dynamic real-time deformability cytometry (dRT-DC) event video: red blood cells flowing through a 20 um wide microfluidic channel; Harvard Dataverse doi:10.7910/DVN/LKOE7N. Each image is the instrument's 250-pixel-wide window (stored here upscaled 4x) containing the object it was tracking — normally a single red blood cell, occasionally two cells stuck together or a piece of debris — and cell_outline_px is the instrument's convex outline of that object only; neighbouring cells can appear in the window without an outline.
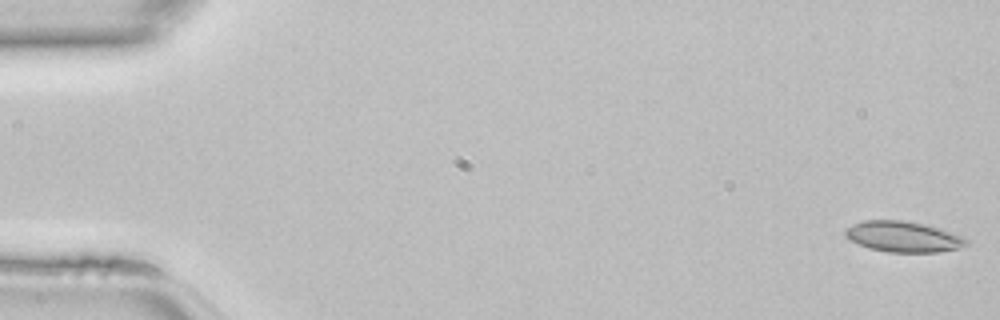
{"species": "common noctule bat (a hibernating species)", "species_latin": "Nyctalus noctula", "temperature_condition": "room temperature", "stored_images_in_passage": 46, "camera_frame_rate_fps": 3000, "um_per_image_px": 0.085, "animal": {"sex": "female", "body_mass_g": 22.7, "forearm_length_mm": 54.2}, "frame": {"image": 1, "passage_image": 1, "time_ms": 0.0, "image_size_px": [1000, 320], "cell_outline_px": [[968, 244], [956, 248], [940, 252], [888, 252], [868, 248], [844, 236], [844, 228], [852, 224], [864, 220], [904, 220], [924, 224], [940, 228], [960, 236], [968, 240]], "centroid_in_image_um": [76.73, 20.11], "position_along_channel_um": 8.3, "area_um2": 21.62}}
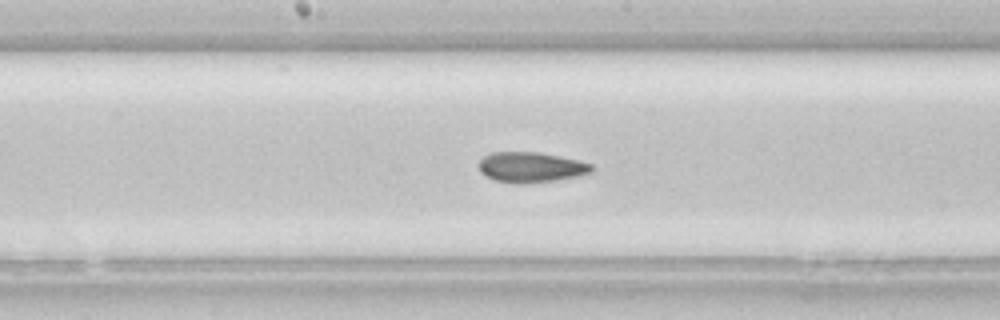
{"frame": {"image": 2, "passage_image": 24, "time_ms": 7.667, "image_size_px": [1000, 320], "cell_outline_px": [[596, 168], [592, 172], [576, 176], [556, 180], [520, 184], [516, 184], [496, 180], [480, 172], [480, 160], [484, 156], [492, 152], [536, 152], [560, 156], [580, 160], [592, 164]], "centroid_in_image_um": [45.18, 14.21], "position_along_channel_um": 203.0, "area_um2": 19.88}}
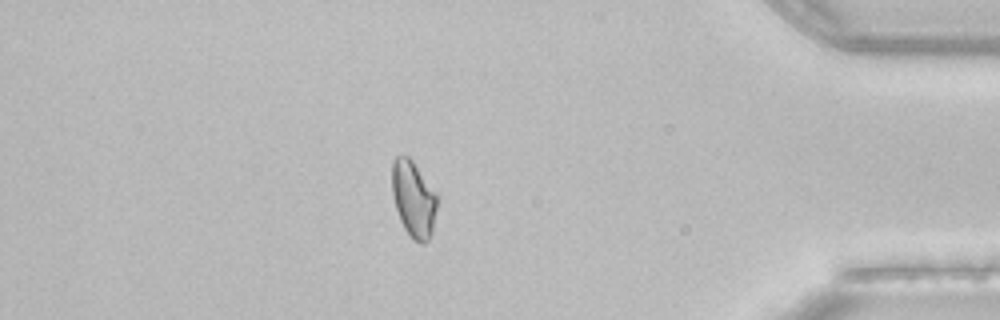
{"frame": {"image": 3, "passage_image": 40, "time_ms": 13.0, "image_size_px": [1000, 320], "cell_outline_px": [[440, 196], [432, 232], [428, 240], [424, 244], [420, 244], [412, 240], [404, 228], [400, 220], [392, 196], [392, 160], [396, 156], [408, 156], [412, 160]], "centroid_in_image_um": [35.18, 16.93], "position_along_channel_um": 400.0, "area_um2": 20.58}}